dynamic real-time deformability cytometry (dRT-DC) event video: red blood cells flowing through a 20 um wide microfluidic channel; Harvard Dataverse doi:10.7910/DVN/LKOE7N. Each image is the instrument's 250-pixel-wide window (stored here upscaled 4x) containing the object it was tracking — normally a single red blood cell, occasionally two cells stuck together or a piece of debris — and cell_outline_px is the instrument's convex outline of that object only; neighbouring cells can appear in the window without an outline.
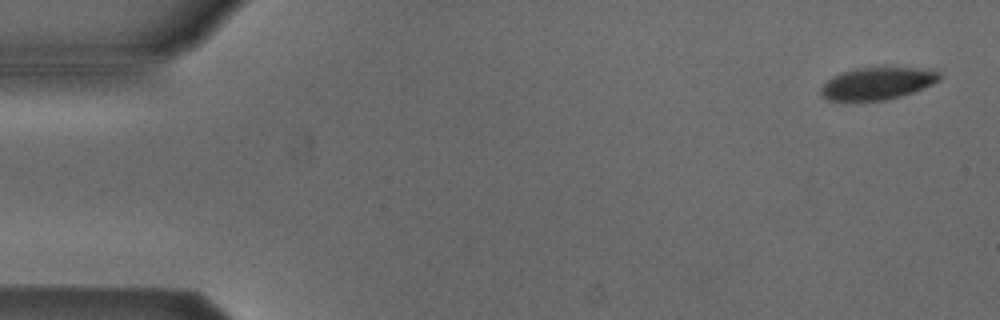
{"species": "Egyptian fruit bat (a non-hibernating species)", "species_latin": "Rousettus aegyptiacus", "temperature_condition": "cold", "stored_images_in_passage": 4, "camera_frame_rate_fps": 3000, "um_per_image_px": 0.085, "animal": {"sex": "male"}, "frame": {"image": 1, "passage_image": 1, "time_ms": 0.0, "image_size_px": [1000, 320], "cell_outline_px": [[940, 80], [924, 88], [900, 96], [884, 100], [828, 100], [820, 92], [820, 88], [828, 80], [844, 72], [856, 68], [884, 64], [936, 68], [940, 72]], "centroid_in_image_um": [74.71, 7.01], "position_along_channel_um": 10.3, "area_um2": 23.12}}
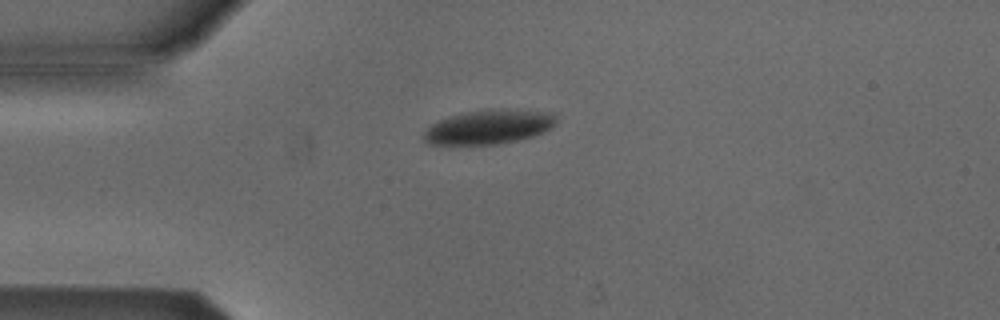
{"frame": {"image": 2, "passage_image": 4, "time_ms": 3.667, "image_size_px": [1000, 320], "cell_outline_px": [[556, 124], [552, 128], [544, 132], [532, 136], [516, 140], [496, 144], [448, 148], [428, 144], [424, 140], [424, 128], [440, 120], [452, 116], [468, 112], [488, 108], [508, 108], [556, 112]], "centroid_in_image_um": [41.52, 10.82], "position_along_channel_um": 43.5, "area_um2": 27.69}}